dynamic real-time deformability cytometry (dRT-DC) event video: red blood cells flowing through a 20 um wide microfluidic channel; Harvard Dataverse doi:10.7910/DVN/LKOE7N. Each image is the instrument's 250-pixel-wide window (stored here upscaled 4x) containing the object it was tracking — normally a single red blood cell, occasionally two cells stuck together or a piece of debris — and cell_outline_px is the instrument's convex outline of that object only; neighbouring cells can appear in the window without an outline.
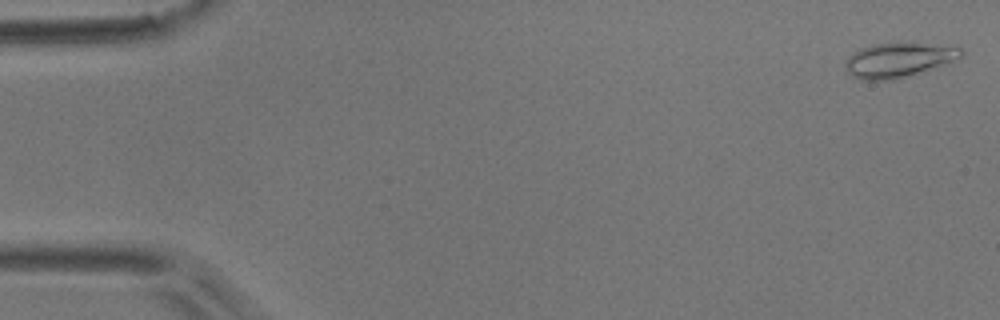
{"species": "common noctule bat (a hibernating species)", "species_latin": "Nyctalus noctula", "temperature_condition": "room temperature", "stored_images_in_passage": 5, "camera_frame_rate_fps": 3000, "um_per_image_px": 0.085, "animal": {"sex": "male", "body_mass_g": 17.9}, "frame": {"image": 1, "passage_image": 1, "time_ms": 0.0, "image_size_px": [1000, 320], "cell_outline_px": [[964, 52], [960, 56], [948, 64], [896, 80], [860, 80], [852, 76], [848, 72], [844, 64], [844, 60], [852, 52], [860, 48], [872, 44], [896, 40], [916, 40], [960, 48]], "centroid_in_image_um": [76.37, 5.05], "position_along_channel_um": 8.6, "area_um2": 24.62}}
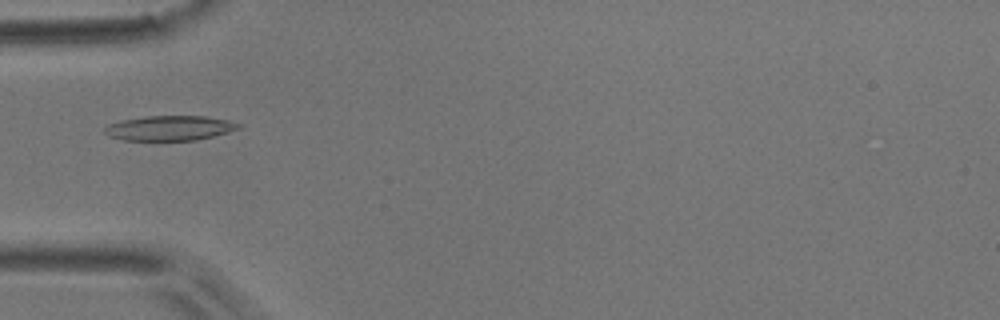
{"frame": {"image": 2, "passage_image": 5, "time_ms": 5.333, "image_size_px": [1000, 320], "cell_outline_px": [[240, 128], [228, 132], [196, 140], [124, 140], [108, 136], [104, 132], [104, 128], [108, 124], [120, 120], [148, 116], [204, 116], [228, 120], [240, 124]], "centroid_in_image_um": [14.39, 10.88], "position_along_channel_um": 70.6, "area_um2": 19.31}}